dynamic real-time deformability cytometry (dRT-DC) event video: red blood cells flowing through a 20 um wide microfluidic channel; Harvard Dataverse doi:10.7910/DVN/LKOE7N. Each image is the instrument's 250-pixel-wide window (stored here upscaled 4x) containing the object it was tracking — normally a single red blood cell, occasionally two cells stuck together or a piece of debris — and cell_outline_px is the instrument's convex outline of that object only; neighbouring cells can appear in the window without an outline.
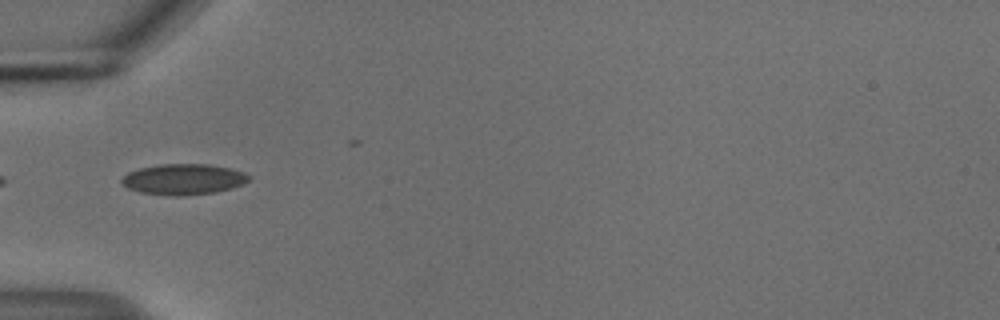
{"species": "common noctule bat (a hibernating species)", "species_latin": "Nyctalus noctula", "temperature_condition": "cold", "stored_images_in_passage": 3, "camera_frame_rate_fps": 3000, "um_per_image_px": 0.085, "animal": {"sex": "male", "body_mass_g": 18.8}, "frame": {"image": 1, "passage_image": 1, "time_ms": 0.0, "image_size_px": [1000, 320], "cell_outline_px": [[252, 176], [244, 184], [232, 188], [216, 192], [180, 196], [176, 196], [140, 192], [128, 188], [120, 184], [120, 180], [128, 172], [140, 168], [160, 164], [208, 164], [228, 168], [244, 172]], "centroid_in_image_um": [15.59, 15.24], "position_along_channel_um": 69.4, "area_um2": 22.83}}